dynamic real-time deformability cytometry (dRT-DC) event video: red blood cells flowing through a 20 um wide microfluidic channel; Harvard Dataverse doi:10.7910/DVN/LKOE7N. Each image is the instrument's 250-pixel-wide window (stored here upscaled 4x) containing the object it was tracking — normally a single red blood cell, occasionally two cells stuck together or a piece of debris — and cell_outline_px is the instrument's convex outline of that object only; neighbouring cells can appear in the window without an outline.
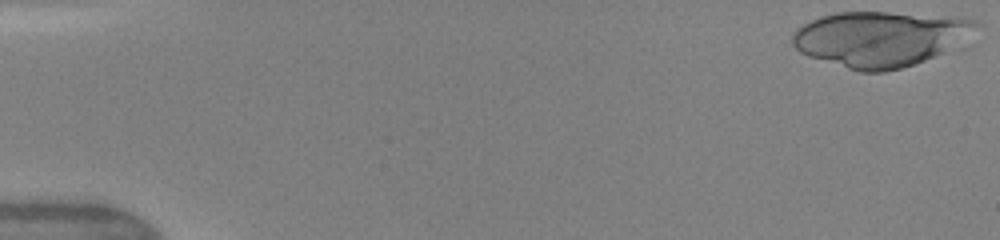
{"species": "human", "species_latin": "Homo sapiens", "temperature_condition": "warm", "stored_images_in_passage": 47, "camera_frame_rate_fps": 3000, "um_per_image_px": 0.085, "donor": {"sex": "female"}, "frame": {"image": 1, "passage_image": 1, "time_ms": 0.0, "image_size_px": [1000, 240], "cell_outline_px": [[980, 24], [944, 52], [924, 60], [900, 68], [884, 72], [860, 72], [808, 56], [800, 52], [792, 44], [792, 36], [796, 28], [820, 16], [836, 12], [888, 12], [964, 16], [976, 20]], "centroid_in_image_um": [74.77, 3.27], "position_along_channel_um": 10.2, "area_um2": 58.84}}
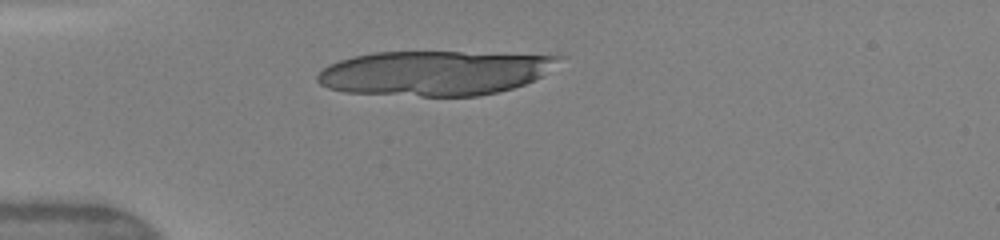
{"frame": {"image": 2, "passage_image": 13, "time_ms": 4.0, "image_size_px": [1000, 240], "cell_outline_px": [[568, 56], [540, 76], [524, 84], [512, 88], [496, 92], [476, 96], [420, 96], [344, 92], [328, 88], [320, 84], [316, 80], [316, 76], [328, 64], [352, 56], [376, 52], [460, 52]], "centroid_in_image_um": [36.91, 6.2], "position_along_channel_um": 48.1, "area_um2": 62.71}, "authors_computed_cell_mechanics": {"area_um2": 38.148, "velocity_mm_per_s": 4.1807, "shape_relaxation_time_tau1_ms": 4.8879, "shape_relaxation_time_tau2_ms": null, "deformation_change_tau1": 0.2229, "deformation_change_tau2": null}}